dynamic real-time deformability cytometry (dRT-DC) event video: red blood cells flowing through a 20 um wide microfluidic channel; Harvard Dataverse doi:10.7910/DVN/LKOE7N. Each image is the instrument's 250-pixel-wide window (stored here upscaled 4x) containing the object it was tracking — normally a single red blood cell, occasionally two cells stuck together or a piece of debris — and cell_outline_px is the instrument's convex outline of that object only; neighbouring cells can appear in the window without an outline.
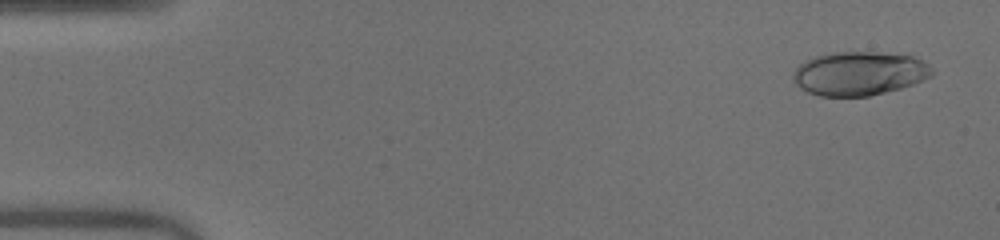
{"species": "human", "species_latin": "Homo sapiens", "temperature_condition": "warm", "stored_images_in_passage": 50, "camera_frame_rate_fps": 3000, "um_per_image_px": 0.085, "donor": {"sex": "male"}, "frame": {"image": 1, "passage_image": 3, "time_ms": 0.667, "image_size_px": [1000, 240], "cell_outline_px": [[932, 76], [924, 80], [900, 88], [868, 96], [820, 96], [808, 92], [800, 88], [792, 80], [792, 76], [796, 68], [804, 60], [816, 56], [832, 52], [876, 52], [912, 56], [928, 64], [932, 68]], "centroid_in_image_um": [73.01, 6.24], "position_along_channel_um": 12.0, "area_um2": 35.37}}
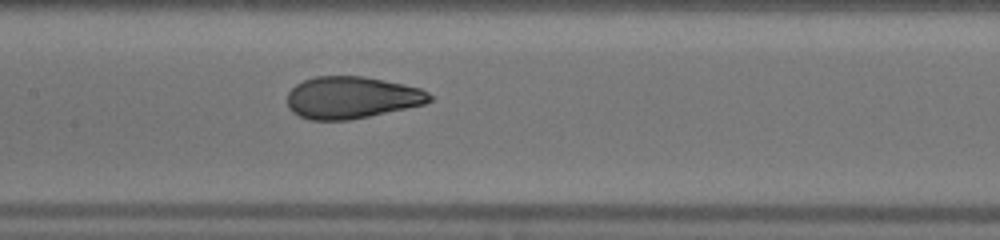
{"frame": {"image": 2, "passage_image": 25, "time_ms": 8.0, "image_size_px": [1000, 240], "cell_outline_px": [[432, 100], [424, 104], [368, 116], [348, 120], [308, 120], [292, 112], [288, 108], [288, 92], [296, 84], [304, 80], [316, 76], [364, 76], [404, 84], [420, 88], [428, 92], [432, 96]], "centroid_in_image_um": [29.87, 8.29], "position_along_channel_um": 177.5, "area_um2": 34.8}}
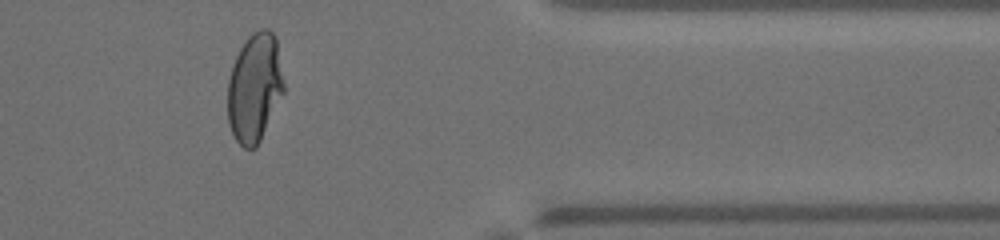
{"frame": {"image": 3, "passage_image": 42, "time_ms": 13.667, "image_size_px": [1000, 240], "cell_outline_px": [[284, 92], [256, 148], [244, 148], [236, 140], [228, 124], [228, 80], [236, 56], [240, 48], [248, 36], [252, 32], [260, 28], [268, 28], [276, 36], [284, 84]], "centroid_in_image_um": [21.64, 7.43], "position_along_channel_um": 389.8, "area_um2": 35.55}, "authors_computed_cell_mechanics": {"area_um2": 35.6048, "velocity_mm_per_s": 4.0856, "shape_relaxation_time_tau1_ms": 6.9693, "shape_relaxation_time_tau2_ms": null, "deformation_change_tau1": 0.2942, "deformation_change_tau2": null}}